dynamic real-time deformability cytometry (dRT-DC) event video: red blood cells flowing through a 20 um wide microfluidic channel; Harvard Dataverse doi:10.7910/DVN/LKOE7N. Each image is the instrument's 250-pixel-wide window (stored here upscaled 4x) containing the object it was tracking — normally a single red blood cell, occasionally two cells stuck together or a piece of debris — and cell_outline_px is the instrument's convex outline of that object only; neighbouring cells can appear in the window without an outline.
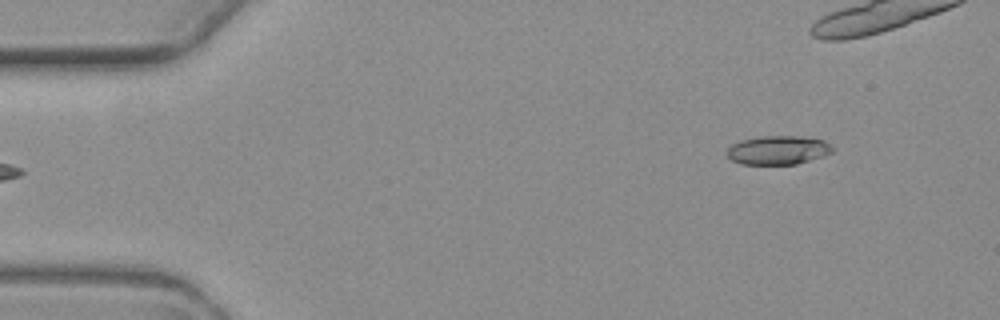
{"species": "common noctule bat (a hibernating species)", "species_latin": "Nyctalus noctula", "temperature_condition": "warm", "stored_images_in_passage": 4, "segment_of_instrument_passage": [2, 2], "camera_frame_rate_fps": 3000, "um_per_image_px": 0.085, "animal": {"sex": "female", "body_mass_g": 19.3, "forearm_length_mm": 54.1}, "frame": {"image": 1, "passage_image": 4, "time_ms": 3.667, "image_size_px": [1000, 320], "cell_outline_px": [[836, 148], [832, 152], [824, 156], [796, 164], [740, 164], [732, 160], [728, 156], [728, 148], [732, 144], [740, 140], [760, 136], [800, 136], [824, 140]], "centroid_in_image_um": [66.16, 12.75], "position_along_channel_um": 18.8, "area_um2": 17.8}}